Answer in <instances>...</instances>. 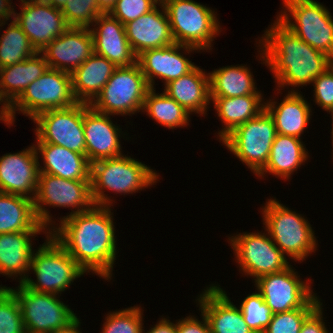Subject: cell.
<instances>
[{
  "label": "cell",
  "mask_w": 333,
  "mask_h": 333,
  "mask_svg": "<svg viewBox=\"0 0 333 333\" xmlns=\"http://www.w3.org/2000/svg\"><path fill=\"white\" fill-rule=\"evenodd\" d=\"M10 21L0 37V68L23 62L37 53L19 24L14 19Z\"/></svg>",
  "instance_id": "35"
},
{
  "label": "cell",
  "mask_w": 333,
  "mask_h": 333,
  "mask_svg": "<svg viewBox=\"0 0 333 333\" xmlns=\"http://www.w3.org/2000/svg\"><path fill=\"white\" fill-rule=\"evenodd\" d=\"M310 156L303 141L293 136L277 133L264 169L256 176L259 179L267 173L281 180H288ZM265 175V176H264Z\"/></svg>",
  "instance_id": "29"
},
{
  "label": "cell",
  "mask_w": 333,
  "mask_h": 333,
  "mask_svg": "<svg viewBox=\"0 0 333 333\" xmlns=\"http://www.w3.org/2000/svg\"><path fill=\"white\" fill-rule=\"evenodd\" d=\"M0 333H26L19 302L7 287L0 288Z\"/></svg>",
  "instance_id": "39"
},
{
  "label": "cell",
  "mask_w": 333,
  "mask_h": 333,
  "mask_svg": "<svg viewBox=\"0 0 333 333\" xmlns=\"http://www.w3.org/2000/svg\"><path fill=\"white\" fill-rule=\"evenodd\" d=\"M202 321L197 316L189 315L177 320V333H211L209 322L201 312Z\"/></svg>",
  "instance_id": "43"
},
{
  "label": "cell",
  "mask_w": 333,
  "mask_h": 333,
  "mask_svg": "<svg viewBox=\"0 0 333 333\" xmlns=\"http://www.w3.org/2000/svg\"><path fill=\"white\" fill-rule=\"evenodd\" d=\"M89 28L94 52L104 56L117 67H128L137 62L126 36L125 25L109 13H102Z\"/></svg>",
  "instance_id": "22"
},
{
  "label": "cell",
  "mask_w": 333,
  "mask_h": 333,
  "mask_svg": "<svg viewBox=\"0 0 333 333\" xmlns=\"http://www.w3.org/2000/svg\"><path fill=\"white\" fill-rule=\"evenodd\" d=\"M158 3H163L165 0H156Z\"/></svg>",
  "instance_id": "55"
},
{
  "label": "cell",
  "mask_w": 333,
  "mask_h": 333,
  "mask_svg": "<svg viewBox=\"0 0 333 333\" xmlns=\"http://www.w3.org/2000/svg\"><path fill=\"white\" fill-rule=\"evenodd\" d=\"M5 24H7L6 22H0V27L4 26ZM1 29V28H0ZM1 31V30H0Z\"/></svg>",
  "instance_id": "54"
},
{
  "label": "cell",
  "mask_w": 333,
  "mask_h": 333,
  "mask_svg": "<svg viewBox=\"0 0 333 333\" xmlns=\"http://www.w3.org/2000/svg\"><path fill=\"white\" fill-rule=\"evenodd\" d=\"M12 5L11 0H0V22H7L10 19H14L15 7ZM11 17V18H10Z\"/></svg>",
  "instance_id": "46"
},
{
  "label": "cell",
  "mask_w": 333,
  "mask_h": 333,
  "mask_svg": "<svg viewBox=\"0 0 333 333\" xmlns=\"http://www.w3.org/2000/svg\"><path fill=\"white\" fill-rule=\"evenodd\" d=\"M282 1L276 18L302 41L333 57V17L329 10L315 0Z\"/></svg>",
  "instance_id": "8"
},
{
  "label": "cell",
  "mask_w": 333,
  "mask_h": 333,
  "mask_svg": "<svg viewBox=\"0 0 333 333\" xmlns=\"http://www.w3.org/2000/svg\"><path fill=\"white\" fill-rule=\"evenodd\" d=\"M247 65H230L209 73L210 98L239 97L262 94L256 86L253 72Z\"/></svg>",
  "instance_id": "33"
},
{
  "label": "cell",
  "mask_w": 333,
  "mask_h": 333,
  "mask_svg": "<svg viewBox=\"0 0 333 333\" xmlns=\"http://www.w3.org/2000/svg\"><path fill=\"white\" fill-rule=\"evenodd\" d=\"M300 92L288 90L280 103L269 98L265 102V110L273 118L277 133L302 139L312 116V107Z\"/></svg>",
  "instance_id": "26"
},
{
  "label": "cell",
  "mask_w": 333,
  "mask_h": 333,
  "mask_svg": "<svg viewBox=\"0 0 333 333\" xmlns=\"http://www.w3.org/2000/svg\"><path fill=\"white\" fill-rule=\"evenodd\" d=\"M76 103L71 74L49 68L7 109L8 118L13 126L16 113L21 112L32 120L43 111L67 108Z\"/></svg>",
  "instance_id": "9"
},
{
  "label": "cell",
  "mask_w": 333,
  "mask_h": 333,
  "mask_svg": "<svg viewBox=\"0 0 333 333\" xmlns=\"http://www.w3.org/2000/svg\"><path fill=\"white\" fill-rule=\"evenodd\" d=\"M84 103L83 128L86 144V157L91 163L123 155L120 140L127 134L112 118ZM124 136H123V135Z\"/></svg>",
  "instance_id": "18"
},
{
  "label": "cell",
  "mask_w": 333,
  "mask_h": 333,
  "mask_svg": "<svg viewBox=\"0 0 333 333\" xmlns=\"http://www.w3.org/2000/svg\"><path fill=\"white\" fill-rule=\"evenodd\" d=\"M155 171L125 154L91 163L90 186L94 205L113 206L115 201L104 190L125 196L156 185L160 178Z\"/></svg>",
  "instance_id": "3"
},
{
  "label": "cell",
  "mask_w": 333,
  "mask_h": 333,
  "mask_svg": "<svg viewBox=\"0 0 333 333\" xmlns=\"http://www.w3.org/2000/svg\"><path fill=\"white\" fill-rule=\"evenodd\" d=\"M194 51L201 52L197 48L174 42L165 47L143 51L137 56V63L150 88L155 89L156 78L163 80L165 86L170 81L191 72L196 65L184 54H190Z\"/></svg>",
  "instance_id": "17"
},
{
  "label": "cell",
  "mask_w": 333,
  "mask_h": 333,
  "mask_svg": "<svg viewBox=\"0 0 333 333\" xmlns=\"http://www.w3.org/2000/svg\"><path fill=\"white\" fill-rule=\"evenodd\" d=\"M330 113H331V119H332V123H331V124H332V125H331V126H332L331 134H332V135H331V136H332V146H333V111L330 112ZM332 148H333V147H332ZM332 152H333V150H332ZM332 154H333V153H332Z\"/></svg>",
  "instance_id": "51"
},
{
  "label": "cell",
  "mask_w": 333,
  "mask_h": 333,
  "mask_svg": "<svg viewBox=\"0 0 333 333\" xmlns=\"http://www.w3.org/2000/svg\"><path fill=\"white\" fill-rule=\"evenodd\" d=\"M19 9H21L19 13H14V20L37 52H41L69 28L61 9L54 8L44 1L23 3L20 4Z\"/></svg>",
  "instance_id": "16"
},
{
  "label": "cell",
  "mask_w": 333,
  "mask_h": 333,
  "mask_svg": "<svg viewBox=\"0 0 333 333\" xmlns=\"http://www.w3.org/2000/svg\"><path fill=\"white\" fill-rule=\"evenodd\" d=\"M322 303L305 319L300 333H330L326 328Z\"/></svg>",
  "instance_id": "44"
},
{
  "label": "cell",
  "mask_w": 333,
  "mask_h": 333,
  "mask_svg": "<svg viewBox=\"0 0 333 333\" xmlns=\"http://www.w3.org/2000/svg\"><path fill=\"white\" fill-rule=\"evenodd\" d=\"M315 104L327 113L333 111V70L329 67L312 81Z\"/></svg>",
  "instance_id": "42"
},
{
  "label": "cell",
  "mask_w": 333,
  "mask_h": 333,
  "mask_svg": "<svg viewBox=\"0 0 333 333\" xmlns=\"http://www.w3.org/2000/svg\"><path fill=\"white\" fill-rule=\"evenodd\" d=\"M276 135L273 118L264 109L237 126L221 143L257 176L267 164Z\"/></svg>",
  "instance_id": "11"
},
{
  "label": "cell",
  "mask_w": 333,
  "mask_h": 333,
  "mask_svg": "<svg viewBox=\"0 0 333 333\" xmlns=\"http://www.w3.org/2000/svg\"><path fill=\"white\" fill-rule=\"evenodd\" d=\"M267 200L261 208L264 230L284 255L302 263L318 247L311 224L302 214L281 204L275 197Z\"/></svg>",
  "instance_id": "4"
},
{
  "label": "cell",
  "mask_w": 333,
  "mask_h": 333,
  "mask_svg": "<svg viewBox=\"0 0 333 333\" xmlns=\"http://www.w3.org/2000/svg\"><path fill=\"white\" fill-rule=\"evenodd\" d=\"M49 231H22L0 234V274L23 283L28 273L33 254L32 238ZM36 235V236H35ZM28 272V273H27Z\"/></svg>",
  "instance_id": "24"
},
{
  "label": "cell",
  "mask_w": 333,
  "mask_h": 333,
  "mask_svg": "<svg viewBox=\"0 0 333 333\" xmlns=\"http://www.w3.org/2000/svg\"><path fill=\"white\" fill-rule=\"evenodd\" d=\"M139 64L117 67L97 97L89 104L108 115L131 116L143 109L150 90Z\"/></svg>",
  "instance_id": "10"
},
{
  "label": "cell",
  "mask_w": 333,
  "mask_h": 333,
  "mask_svg": "<svg viewBox=\"0 0 333 333\" xmlns=\"http://www.w3.org/2000/svg\"><path fill=\"white\" fill-rule=\"evenodd\" d=\"M264 32L256 43L259 61L273 73L277 90L291 86L294 88L290 92H297L299 87L312 84L314 78L330 67V56L302 41L279 19Z\"/></svg>",
  "instance_id": "2"
},
{
  "label": "cell",
  "mask_w": 333,
  "mask_h": 333,
  "mask_svg": "<svg viewBox=\"0 0 333 333\" xmlns=\"http://www.w3.org/2000/svg\"><path fill=\"white\" fill-rule=\"evenodd\" d=\"M150 12L125 24L130 46L136 56L143 51L174 43L167 13L162 3Z\"/></svg>",
  "instance_id": "23"
},
{
  "label": "cell",
  "mask_w": 333,
  "mask_h": 333,
  "mask_svg": "<svg viewBox=\"0 0 333 333\" xmlns=\"http://www.w3.org/2000/svg\"><path fill=\"white\" fill-rule=\"evenodd\" d=\"M159 3L156 0H117L108 12L123 25L150 12Z\"/></svg>",
  "instance_id": "41"
},
{
  "label": "cell",
  "mask_w": 333,
  "mask_h": 333,
  "mask_svg": "<svg viewBox=\"0 0 333 333\" xmlns=\"http://www.w3.org/2000/svg\"><path fill=\"white\" fill-rule=\"evenodd\" d=\"M57 9H62L67 0H41Z\"/></svg>",
  "instance_id": "50"
},
{
  "label": "cell",
  "mask_w": 333,
  "mask_h": 333,
  "mask_svg": "<svg viewBox=\"0 0 333 333\" xmlns=\"http://www.w3.org/2000/svg\"><path fill=\"white\" fill-rule=\"evenodd\" d=\"M315 309L298 308L275 313L263 333H300L303 322Z\"/></svg>",
  "instance_id": "40"
},
{
  "label": "cell",
  "mask_w": 333,
  "mask_h": 333,
  "mask_svg": "<svg viewBox=\"0 0 333 333\" xmlns=\"http://www.w3.org/2000/svg\"><path fill=\"white\" fill-rule=\"evenodd\" d=\"M45 236L47 240L38 250L34 249L31 258L29 272L35 274L36 280L28 276L23 283L36 292L60 296L74 280L87 273L50 233Z\"/></svg>",
  "instance_id": "5"
},
{
  "label": "cell",
  "mask_w": 333,
  "mask_h": 333,
  "mask_svg": "<svg viewBox=\"0 0 333 333\" xmlns=\"http://www.w3.org/2000/svg\"><path fill=\"white\" fill-rule=\"evenodd\" d=\"M248 327L253 333H263L268 327L273 313L265 303L262 295L256 290L248 294L238 306Z\"/></svg>",
  "instance_id": "37"
},
{
  "label": "cell",
  "mask_w": 333,
  "mask_h": 333,
  "mask_svg": "<svg viewBox=\"0 0 333 333\" xmlns=\"http://www.w3.org/2000/svg\"><path fill=\"white\" fill-rule=\"evenodd\" d=\"M111 210L94 205L88 211L58 220L50 231L87 274L91 272L108 282L118 253Z\"/></svg>",
  "instance_id": "1"
},
{
  "label": "cell",
  "mask_w": 333,
  "mask_h": 333,
  "mask_svg": "<svg viewBox=\"0 0 333 333\" xmlns=\"http://www.w3.org/2000/svg\"><path fill=\"white\" fill-rule=\"evenodd\" d=\"M330 68L333 70V57L330 58Z\"/></svg>",
  "instance_id": "52"
},
{
  "label": "cell",
  "mask_w": 333,
  "mask_h": 333,
  "mask_svg": "<svg viewBox=\"0 0 333 333\" xmlns=\"http://www.w3.org/2000/svg\"><path fill=\"white\" fill-rule=\"evenodd\" d=\"M69 27L90 28L93 22L104 13L96 0H67L61 9Z\"/></svg>",
  "instance_id": "38"
},
{
  "label": "cell",
  "mask_w": 333,
  "mask_h": 333,
  "mask_svg": "<svg viewBox=\"0 0 333 333\" xmlns=\"http://www.w3.org/2000/svg\"><path fill=\"white\" fill-rule=\"evenodd\" d=\"M0 121L4 122L5 125L9 127H11V123L9 121V118H8V110L7 108L4 106V104L0 101Z\"/></svg>",
  "instance_id": "49"
},
{
  "label": "cell",
  "mask_w": 333,
  "mask_h": 333,
  "mask_svg": "<svg viewBox=\"0 0 333 333\" xmlns=\"http://www.w3.org/2000/svg\"><path fill=\"white\" fill-rule=\"evenodd\" d=\"M142 112L168 129L173 130L190 125L189 112L164 92L159 94L152 88L146 94Z\"/></svg>",
  "instance_id": "34"
},
{
  "label": "cell",
  "mask_w": 333,
  "mask_h": 333,
  "mask_svg": "<svg viewBox=\"0 0 333 333\" xmlns=\"http://www.w3.org/2000/svg\"><path fill=\"white\" fill-rule=\"evenodd\" d=\"M36 144L37 156L39 158L42 156L41 160H43V167L39 165L40 173L51 174L69 180H90L91 164L86 154L68 150L60 145Z\"/></svg>",
  "instance_id": "27"
},
{
  "label": "cell",
  "mask_w": 333,
  "mask_h": 333,
  "mask_svg": "<svg viewBox=\"0 0 333 333\" xmlns=\"http://www.w3.org/2000/svg\"><path fill=\"white\" fill-rule=\"evenodd\" d=\"M174 42L209 52L222 31L215 10L194 0H165ZM209 50V51H207Z\"/></svg>",
  "instance_id": "6"
},
{
  "label": "cell",
  "mask_w": 333,
  "mask_h": 333,
  "mask_svg": "<svg viewBox=\"0 0 333 333\" xmlns=\"http://www.w3.org/2000/svg\"><path fill=\"white\" fill-rule=\"evenodd\" d=\"M51 69L72 74L93 53L89 28L69 27L40 52Z\"/></svg>",
  "instance_id": "20"
},
{
  "label": "cell",
  "mask_w": 333,
  "mask_h": 333,
  "mask_svg": "<svg viewBox=\"0 0 333 333\" xmlns=\"http://www.w3.org/2000/svg\"><path fill=\"white\" fill-rule=\"evenodd\" d=\"M84 103L67 108L46 110L34 119L36 143L60 145L68 150L86 154L83 128Z\"/></svg>",
  "instance_id": "15"
},
{
  "label": "cell",
  "mask_w": 333,
  "mask_h": 333,
  "mask_svg": "<svg viewBox=\"0 0 333 333\" xmlns=\"http://www.w3.org/2000/svg\"><path fill=\"white\" fill-rule=\"evenodd\" d=\"M233 235L228 237V242L234 250L235 262L242 275L250 276L255 281L263 275L281 272L291 265L266 230L264 233L255 231Z\"/></svg>",
  "instance_id": "14"
},
{
  "label": "cell",
  "mask_w": 333,
  "mask_h": 333,
  "mask_svg": "<svg viewBox=\"0 0 333 333\" xmlns=\"http://www.w3.org/2000/svg\"><path fill=\"white\" fill-rule=\"evenodd\" d=\"M143 308L131 306L106 314L100 333H142L144 328Z\"/></svg>",
  "instance_id": "36"
},
{
  "label": "cell",
  "mask_w": 333,
  "mask_h": 333,
  "mask_svg": "<svg viewBox=\"0 0 333 333\" xmlns=\"http://www.w3.org/2000/svg\"><path fill=\"white\" fill-rule=\"evenodd\" d=\"M33 205L39 223L50 232L55 227L56 221H53L48 206L71 208L69 215L58 218L60 221L65 217L88 211L94 206L90 180H69L39 173Z\"/></svg>",
  "instance_id": "7"
},
{
  "label": "cell",
  "mask_w": 333,
  "mask_h": 333,
  "mask_svg": "<svg viewBox=\"0 0 333 333\" xmlns=\"http://www.w3.org/2000/svg\"><path fill=\"white\" fill-rule=\"evenodd\" d=\"M81 325L80 319L78 318L74 323H72L68 328L63 330H58L53 333H82L79 329Z\"/></svg>",
  "instance_id": "47"
},
{
  "label": "cell",
  "mask_w": 333,
  "mask_h": 333,
  "mask_svg": "<svg viewBox=\"0 0 333 333\" xmlns=\"http://www.w3.org/2000/svg\"><path fill=\"white\" fill-rule=\"evenodd\" d=\"M49 64L37 52L23 62L0 68V101L8 109L27 86L46 73Z\"/></svg>",
  "instance_id": "28"
},
{
  "label": "cell",
  "mask_w": 333,
  "mask_h": 333,
  "mask_svg": "<svg viewBox=\"0 0 333 333\" xmlns=\"http://www.w3.org/2000/svg\"><path fill=\"white\" fill-rule=\"evenodd\" d=\"M39 157L35 144L0 157V192L34 199L39 179Z\"/></svg>",
  "instance_id": "19"
},
{
  "label": "cell",
  "mask_w": 333,
  "mask_h": 333,
  "mask_svg": "<svg viewBox=\"0 0 333 333\" xmlns=\"http://www.w3.org/2000/svg\"><path fill=\"white\" fill-rule=\"evenodd\" d=\"M198 295L200 312L206 316L211 333H253L243 319L239 307L233 304L226 291L211 284Z\"/></svg>",
  "instance_id": "21"
},
{
  "label": "cell",
  "mask_w": 333,
  "mask_h": 333,
  "mask_svg": "<svg viewBox=\"0 0 333 333\" xmlns=\"http://www.w3.org/2000/svg\"><path fill=\"white\" fill-rule=\"evenodd\" d=\"M30 1H36V0H20L21 4L27 3V2H30Z\"/></svg>",
  "instance_id": "53"
},
{
  "label": "cell",
  "mask_w": 333,
  "mask_h": 333,
  "mask_svg": "<svg viewBox=\"0 0 333 333\" xmlns=\"http://www.w3.org/2000/svg\"><path fill=\"white\" fill-rule=\"evenodd\" d=\"M117 0H96L98 7L104 12L108 13L114 6Z\"/></svg>",
  "instance_id": "48"
},
{
  "label": "cell",
  "mask_w": 333,
  "mask_h": 333,
  "mask_svg": "<svg viewBox=\"0 0 333 333\" xmlns=\"http://www.w3.org/2000/svg\"><path fill=\"white\" fill-rule=\"evenodd\" d=\"M263 94H251L239 97L210 98L216 114L223 124L218 131L220 142L237 126L255 118L265 109Z\"/></svg>",
  "instance_id": "31"
},
{
  "label": "cell",
  "mask_w": 333,
  "mask_h": 333,
  "mask_svg": "<svg viewBox=\"0 0 333 333\" xmlns=\"http://www.w3.org/2000/svg\"><path fill=\"white\" fill-rule=\"evenodd\" d=\"M22 231H48L38 221L33 200L0 192V234Z\"/></svg>",
  "instance_id": "32"
},
{
  "label": "cell",
  "mask_w": 333,
  "mask_h": 333,
  "mask_svg": "<svg viewBox=\"0 0 333 333\" xmlns=\"http://www.w3.org/2000/svg\"><path fill=\"white\" fill-rule=\"evenodd\" d=\"M117 66L95 52L72 74V89L78 102L90 104L100 93Z\"/></svg>",
  "instance_id": "30"
},
{
  "label": "cell",
  "mask_w": 333,
  "mask_h": 333,
  "mask_svg": "<svg viewBox=\"0 0 333 333\" xmlns=\"http://www.w3.org/2000/svg\"><path fill=\"white\" fill-rule=\"evenodd\" d=\"M199 67L196 66L188 74L170 81L164 86L163 92L190 114L195 113L203 117L207 115L211 102L209 73Z\"/></svg>",
  "instance_id": "25"
},
{
  "label": "cell",
  "mask_w": 333,
  "mask_h": 333,
  "mask_svg": "<svg viewBox=\"0 0 333 333\" xmlns=\"http://www.w3.org/2000/svg\"><path fill=\"white\" fill-rule=\"evenodd\" d=\"M150 328L151 329L147 332L143 329L142 333H177V320L173 323L168 318L162 316V318Z\"/></svg>",
  "instance_id": "45"
},
{
  "label": "cell",
  "mask_w": 333,
  "mask_h": 333,
  "mask_svg": "<svg viewBox=\"0 0 333 333\" xmlns=\"http://www.w3.org/2000/svg\"><path fill=\"white\" fill-rule=\"evenodd\" d=\"M17 298L26 332L53 333L68 328L78 317L58 295L36 292L24 283L7 287Z\"/></svg>",
  "instance_id": "12"
},
{
  "label": "cell",
  "mask_w": 333,
  "mask_h": 333,
  "mask_svg": "<svg viewBox=\"0 0 333 333\" xmlns=\"http://www.w3.org/2000/svg\"><path fill=\"white\" fill-rule=\"evenodd\" d=\"M295 270L290 265L281 272L263 275L254 281L255 289L273 314L298 308H317L322 303L311 289L312 279L301 280Z\"/></svg>",
  "instance_id": "13"
}]
</instances>
